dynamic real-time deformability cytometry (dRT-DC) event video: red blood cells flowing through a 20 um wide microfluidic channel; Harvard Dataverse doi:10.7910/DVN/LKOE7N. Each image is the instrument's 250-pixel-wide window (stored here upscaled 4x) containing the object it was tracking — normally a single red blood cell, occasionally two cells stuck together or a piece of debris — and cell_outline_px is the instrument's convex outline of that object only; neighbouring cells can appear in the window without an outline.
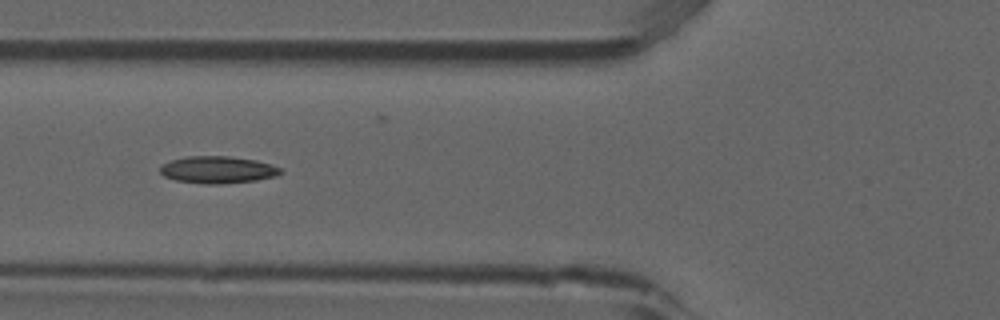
{"species": "common noctule bat (a hibernating species)", "species_latin": "Nyctalus noctula", "temperature_condition": "room temperature", "stored_images_in_passage": 8, "camera_frame_rate_fps": 3000, "um_per_image_px": 0.085, "animal": {"sex": "male", "forearm_length_mm": 52.5}, "frame": {"image": 1, "passage_image": 6, "time_ms": 1.667, "image_size_px": [1000, 320], "cell_outline_px": [[284, 172], [276, 176], [256, 180], [220, 184], [208, 184], [176, 180], [164, 176], [160, 172], [160, 164], [184, 156], [228, 156], [256, 160], [272, 164], [280, 168]], "centroid_in_image_um": [18.51, 14.42], "position_along_channel_um": 107.3, "area_um2": 19.07}}
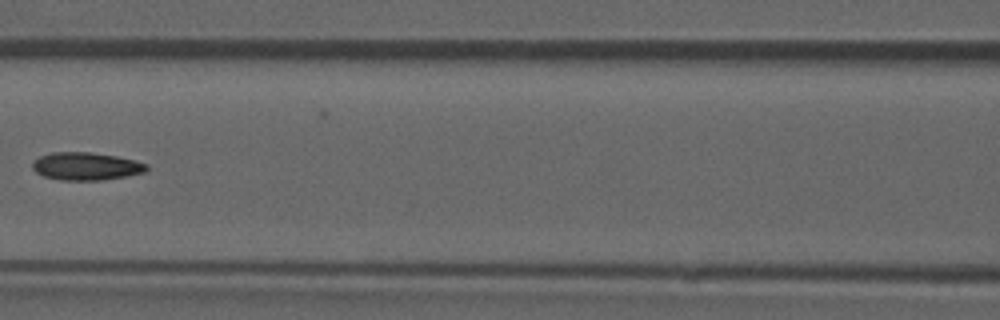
{"frame": {"image": 2, "passage_image": 7, "time_ms": 2.0, "image_size_px": [1000, 320], "cell_outline_px": [[148, 168], [144, 172], [104, 180], [60, 180], [44, 176], [36, 172], [32, 168], [32, 164], [40, 156], [52, 152], [88, 152], [116, 156], [136, 160], [148, 164]], "centroid_in_image_um": [7.32, 14.13], "position_along_channel_um": 159.3, "area_um2": 18.38}}